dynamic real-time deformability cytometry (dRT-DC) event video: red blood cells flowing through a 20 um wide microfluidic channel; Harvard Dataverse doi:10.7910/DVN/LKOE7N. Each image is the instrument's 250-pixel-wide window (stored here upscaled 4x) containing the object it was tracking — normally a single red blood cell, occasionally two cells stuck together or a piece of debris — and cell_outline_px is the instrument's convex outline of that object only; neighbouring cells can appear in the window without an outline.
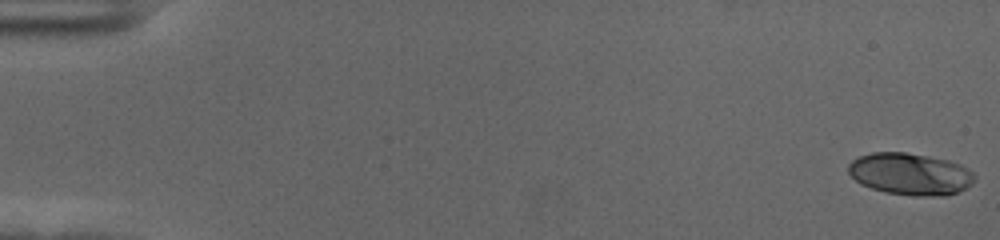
{"species": "human", "species_latin": "Homo sapiens", "temperature_condition": "cold", "stored_images_in_passage": 57, "camera_frame_rate_fps": 3000, "um_per_image_px": 0.085, "donor": {"sex": "female"}, "frame": {"image": 1, "passage_image": 1, "time_ms": 0.0, "image_size_px": [1000, 240], "cell_outline_px": [[976, 180], [972, 184], [956, 192], [944, 196], [912, 196], [884, 192], [860, 184], [848, 172], [848, 164], [852, 160], [860, 156], [872, 152], [904, 152], [928, 156], [948, 160], [960, 164], [968, 168], [976, 176]], "centroid_in_image_um": [77.37, 14.79], "position_along_channel_um": 7.6, "area_um2": 30.98}}
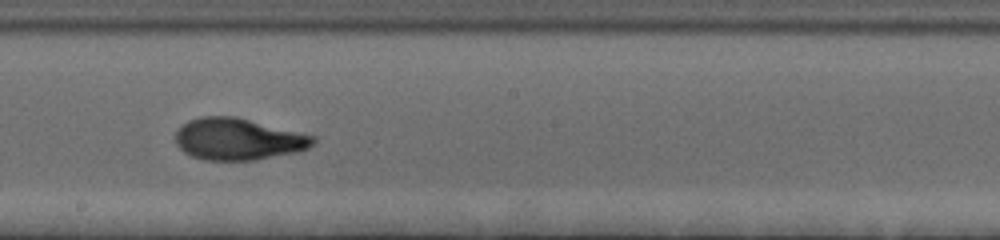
{"frame": {"image": 2, "passage_image": 33, "time_ms": 10.667, "image_size_px": [1000, 240], "cell_outline_px": [[316, 144], [300, 152], [256, 160], [204, 160], [192, 156], [184, 152], [176, 144], [176, 132], [188, 120], [200, 116], [236, 116], [316, 136]], "centroid_in_image_um": [20.29, 11.83], "position_along_channel_um": 227.9, "area_um2": 33.81}}
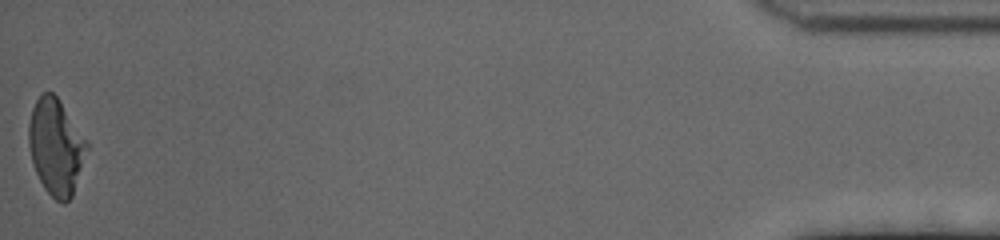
{"frame": {"image": 3, "passage_image": 57, "time_ms": 18.667, "image_size_px": [1000, 240], "cell_outline_px": [[88, 148], [72, 196], [64, 204], [56, 200], [44, 188], [36, 172], [32, 160], [28, 144], [28, 124], [32, 108], [40, 92], [52, 92], [60, 100], [88, 144]], "centroid_in_image_um": [4.73, 12.46], "position_along_channel_um": 430.5, "area_um2": 32.19}, "authors_computed_cell_mechanics": {"area_um2": 32.1368, "velocity_mm_per_s": 3.6173, "shape_relaxation_time_tau1_ms": 3.8623, "shape_relaxation_time_tau2_ms": 1.3176, "deformation_change_tau1": 0.1869, "deformation_change_tau2": 0.0739}}